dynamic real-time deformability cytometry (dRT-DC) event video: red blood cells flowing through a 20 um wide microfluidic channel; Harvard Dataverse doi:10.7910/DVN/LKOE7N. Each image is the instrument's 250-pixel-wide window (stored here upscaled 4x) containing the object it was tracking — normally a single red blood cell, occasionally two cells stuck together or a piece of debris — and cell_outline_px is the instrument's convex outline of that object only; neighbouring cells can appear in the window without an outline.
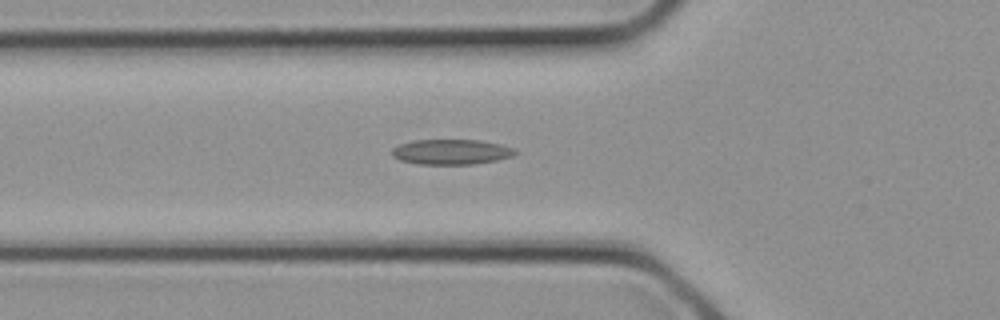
{"species": "common noctule bat (a hibernating species)", "species_latin": "Nyctalus noctula", "temperature_condition": "cold", "stored_images_in_passage": 2, "camera_frame_rate_fps": 3000, "um_per_image_px": 0.085, "animal": {"sex": "female", "body_mass_g": 21.9}, "frame": {"image": 1, "passage_image": 2, "time_ms": 0.333, "image_size_px": [1000, 320], "cell_outline_px": [[516, 152], [512, 156], [496, 160], [472, 164], [420, 164], [400, 160], [392, 156], [392, 148], [400, 144], [412, 140], [480, 140], [500, 144], [516, 148]], "centroid_in_image_um": [38.35, 12.9], "position_along_channel_um": 87.5, "area_um2": 18.03}}